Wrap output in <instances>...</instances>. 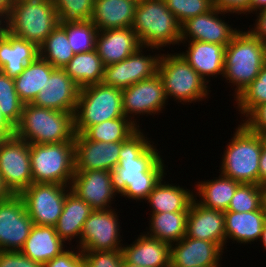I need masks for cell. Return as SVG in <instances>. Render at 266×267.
Returning <instances> with one entry per match:
<instances>
[{
  "label": "cell",
  "mask_w": 266,
  "mask_h": 267,
  "mask_svg": "<svg viewBox=\"0 0 266 267\" xmlns=\"http://www.w3.org/2000/svg\"><path fill=\"white\" fill-rule=\"evenodd\" d=\"M171 245L141 233L131 245L122 246L123 258L139 267H170Z\"/></svg>",
  "instance_id": "d4e9b609"
},
{
  "label": "cell",
  "mask_w": 266,
  "mask_h": 267,
  "mask_svg": "<svg viewBox=\"0 0 266 267\" xmlns=\"http://www.w3.org/2000/svg\"><path fill=\"white\" fill-rule=\"evenodd\" d=\"M39 56V48L7 32L0 25V70L9 78H16Z\"/></svg>",
  "instance_id": "603a6c76"
},
{
  "label": "cell",
  "mask_w": 266,
  "mask_h": 267,
  "mask_svg": "<svg viewBox=\"0 0 266 267\" xmlns=\"http://www.w3.org/2000/svg\"><path fill=\"white\" fill-rule=\"evenodd\" d=\"M264 46H265V60H266V41L264 42Z\"/></svg>",
  "instance_id": "91938a15"
},
{
  "label": "cell",
  "mask_w": 266,
  "mask_h": 267,
  "mask_svg": "<svg viewBox=\"0 0 266 267\" xmlns=\"http://www.w3.org/2000/svg\"><path fill=\"white\" fill-rule=\"evenodd\" d=\"M13 194L5 186L2 177L0 176V203L10 198Z\"/></svg>",
  "instance_id": "db71d44e"
},
{
  "label": "cell",
  "mask_w": 266,
  "mask_h": 267,
  "mask_svg": "<svg viewBox=\"0 0 266 267\" xmlns=\"http://www.w3.org/2000/svg\"><path fill=\"white\" fill-rule=\"evenodd\" d=\"M239 184V182L220 174L215 180L198 181L194 197L205 208L224 212L227 211ZM196 197L201 199L197 200Z\"/></svg>",
  "instance_id": "4dcf8cb0"
},
{
  "label": "cell",
  "mask_w": 266,
  "mask_h": 267,
  "mask_svg": "<svg viewBox=\"0 0 266 267\" xmlns=\"http://www.w3.org/2000/svg\"><path fill=\"white\" fill-rule=\"evenodd\" d=\"M138 129L121 142L119 163L110 171L113 190L121 197L141 202L167 175L164 160L154 143Z\"/></svg>",
  "instance_id": "6da1fadb"
},
{
  "label": "cell",
  "mask_w": 266,
  "mask_h": 267,
  "mask_svg": "<svg viewBox=\"0 0 266 267\" xmlns=\"http://www.w3.org/2000/svg\"><path fill=\"white\" fill-rule=\"evenodd\" d=\"M66 30L67 39L75 54L95 49L98 29L91 21L59 22Z\"/></svg>",
  "instance_id": "8d00e7d4"
},
{
  "label": "cell",
  "mask_w": 266,
  "mask_h": 267,
  "mask_svg": "<svg viewBox=\"0 0 266 267\" xmlns=\"http://www.w3.org/2000/svg\"><path fill=\"white\" fill-rule=\"evenodd\" d=\"M266 190L265 186L240 183L230 201L227 211L251 212L261 209L262 197Z\"/></svg>",
  "instance_id": "f35d334b"
},
{
  "label": "cell",
  "mask_w": 266,
  "mask_h": 267,
  "mask_svg": "<svg viewBox=\"0 0 266 267\" xmlns=\"http://www.w3.org/2000/svg\"><path fill=\"white\" fill-rule=\"evenodd\" d=\"M0 130L7 136L15 135V127L8 121V119L0 111Z\"/></svg>",
  "instance_id": "f907efd6"
},
{
  "label": "cell",
  "mask_w": 266,
  "mask_h": 267,
  "mask_svg": "<svg viewBox=\"0 0 266 267\" xmlns=\"http://www.w3.org/2000/svg\"><path fill=\"white\" fill-rule=\"evenodd\" d=\"M63 69L80 88H83L102 83L105 65L94 49L75 54Z\"/></svg>",
  "instance_id": "d6a6232c"
},
{
  "label": "cell",
  "mask_w": 266,
  "mask_h": 267,
  "mask_svg": "<svg viewBox=\"0 0 266 267\" xmlns=\"http://www.w3.org/2000/svg\"><path fill=\"white\" fill-rule=\"evenodd\" d=\"M59 22L91 21L94 0H52Z\"/></svg>",
  "instance_id": "60d3db41"
},
{
  "label": "cell",
  "mask_w": 266,
  "mask_h": 267,
  "mask_svg": "<svg viewBox=\"0 0 266 267\" xmlns=\"http://www.w3.org/2000/svg\"><path fill=\"white\" fill-rule=\"evenodd\" d=\"M72 249V247L71 249L68 247L61 255L43 264V267H85L82 251L78 247L75 248L77 249L75 251Z\"/></svg>",
  "instance_id": "f6af8a7d"
},
{
  "label": "cell",
  "mask_w": 266,
  "mask_h": 267,
  "mask_svg": "<svg viewBox=\"0 0 266 267\" xmlns=\"http://www.w3.org/2000/svg\"><path fill=\"white\" fill-rule=\"evenodd\" d=\"M225 214V237L240 244H251L261 237L265 224L262 208L251 212L224 211Z\"/></svg>",
  "instance_id": "f1b7e54d"
},
{
  "label": "cell",
  "mask_w": 266,
  "mask_h": 267,
  "mask_svg": "<svg viewBox=\"0 0 266 267\" xmlns=\"http://www.w3.org/2000/svg\"><path fill=\"white\" fill-rule=\"evenodd\" d=\"M224 224L223 211L205 208L194 199L187 216L186 236L214 242L224 251L227 248Z\"/></svg>",
  "instance_id": "44dd1931"
},
{
  "label": "cell",
  "mask_w": 266,
  "mask_h": 267,
  "mask_svg": "<svg viewBox=\"0 0 266 267\" xmlns=\"http://www.w3.org/2000/svg\"><path fill=\"white\" fill-rule=\"evenodd\" d=\"M266 9V0H250L249 14Z\"/></svg>",
  "instance_id": "f5cc1de1"
},
{
  "label": "cell",
  "mask_w": 266,
  "mask_h": 267,
  "mask_svg": "<svg viewBox=\"0 0 266 267\" xmlns=\"http://www.w3.org/2000/svg\"><path fill=\"white\" fill-rule=\"evenodd\" d=\"M0 176L13 195L33 183L28 142L14 135L0 143Z\"/></svg>",
  "instance_id": "8fae6325"
},
{
  "label": "cell",
  "mask_w": 266,
  "mask_h": 267,
  "mask_svg": "<svg viewBox=\"0 0 266 267\" xmlns=\"http://www.w3.org/2000/svg\"><path fill=\"white\" fill-rule=\"evenodd\" d=\"M225 14L228 13L214 7L209 12L187 19L181 24L180 42L201 41L227 46L239 29H233L220 18Z\"/></svg>",
  "instance_id": "2e32d148"
},
{
  "label": "cell",
  "mask_w": 266,
  "mask_h": 267,
  "mask_svg": "<svg viewBox=\"0 0 266 267\" xmlns=\"http://www.w3.org/2000/svg\"><path fill=\"white\" fill-rule=\"evenodd\" d=\"M71 45L67 39L66 30L58 24L39 47V56L49 62L54 68L63 69L74 57Z\"/></svg>",
  "instance_id": "d590c367"
},
{
  "label": "cell",
  "mask_w": 266,
  "mask_h": 267,
  "mask_svg": "<svg viewBox=\"0 0 266 267\" xmlns=\"http://www.w3.org/2000/svg\"><path fill=\"white\" fill-rule=\"evenodd\" d=\"M14 0H0V24L8 17Z\"/></svg>",
  "instance_id": "816d5d0a"
},
{
  "label": "cell",
  "mask_w": 266,
  "mask_h": 267,
  "mask_svg": "<svg viewBox=\"0 0 266 267\" xmlns=\"http://www.w3.org/2000/svg\"><path fill=\"white\" fill-rule=\"evenodd\" d=\"M59 19L53 1H14L8 17L0 24L10 34L38 48L57 27Z\"/></svg>",
  "instance_id": "277c9868"
},
{
  "label": "cell",
  "mask_w": 266,
  "mask_h": 267,
  "mask_svg": "<svg viewBox=\"0 0 266 267\" xmlns=\"http://www.w3.org/2000/svg\"><path fill=\"white\" fill-rule=\"evenodd\" d=\"M122 90L103 83L80 88L73 114L75 133L88 127L123 117Z\"/></svg>",
  "instance_id": "ba28073f"
},
{
  "label": "cell",
  "mask_w": 266,
  "mask_h": 267,
  "mask_svg": "<svg viewBox=\"0 0 266 267\" xmlns=\"http://www.w3.org/2000/svg\"><path fill=\"white\" fill-rule=\"evenodd\" d=\"M241 122L248 130L253 133L266 134V103L255 106Z\"/></svg>",
  "instance_id": "ee69618b"
},
{
  "label": "cell",
  "mask_w": 266,
  "mask_h": 267,
  "mask_svg": "<svg viewBox=\"0 0 266 267\" xmlns=\"http://www.w3.org/2000/svg\"><path fill=\"white\" fill-rule=\"evenodd\" d=\"M262 210H263V214H264V218H265V221H266V190L263 194V197H262V206H261Z\"/></svg>",
  "instance_id": "9f6ffc18"
},
{
  "label": "cell",
  "mask_w": 266,
  "mask_h": 267,
  "mask_svg": "<svg viewBox=\"0 0 266 267\" xmlns=\"http://www.w3.org/2000/svg\"><path fill=\"white\" fill-rule=\"evenodd\" d=\"M257 18L255 19L254 27L248 31L260 41H266V9L255 13Z\"/></svg>",
  "instance_id": "c3c4849f"
},
{
  "label": "cell",
  "mask_w": 266,
  "mask_h": 267,
  "mask_svg": "<svg viewBox=\"0 0 266 267\" xmlns=\"http://www.w3.org/2000/svg\"><path fill=\"white\" fill-rule=\"evenodd\" d=\"M264 139V143L266 144V134L262 136Z\"/></svg>",
  "instance_id": "94428289"
},
{
  "label": "cell",
  "mask_w": 266,
  "mask_h": 267,
  "mask_svg": "<svg viewBox=\"0 0 266 267\" xmlns=\"http://www.w3.org/2000/svg\"><path fill=\"white\" fill-rule=\"evenodd\" d=\"M223 252L214 242L185 236L171 244L170 267H221Z\"/></svg>",
  "instance_id": "ffe728a7"
},
{
  "label": "cell",
  "mask_w": 266,
  "mask_h": 267,
  "mask_svg": "<svg viewBox=\"0 0 266 267\" xmlns=\"http://www.w3.org/2000/svg\"><path fill=\"white\" fill-rule=\"evenodd\" d=\"M162 178L149 194L146 201L152 210L150 213L189 211L195 199L193 190L184 189ZM191 191V192H190Z\"/></svg>",
  "instance_id": "f546056e"
},
{
  "label": "cell",
  "mask_w": 266,
  "mask_h": 267,
  "mask_svg": "<svg viewBox=\"0 0 266 267\" xmlns=\"http://www.w3.org/2000/svg\"><path fill=\"white\" fill-rule=\"evenodd\" d=\"M139 47L132 27L100 30L96 36L95 49L105 66L123 61Z\"/></svg>",
  "instance_id": "7402d4cb"
},
{
  "label": "cell",
  "mask_w": 266,
  "mask_h": 267,
  "mask_svg": "<svg viewBox=\"0 0 266 267\" xmlns=\"http://www.w3.org/2000/svg\"><path fill=\"white\" fill-rule=\"evenodd\" d=\"M131 27L141 46L161 50L165 46L180 45L181 23L164 0L138 1Z\"/></svg>",
  "instance_id": "5b68a950"
},
{
  "label": "cell",
  "mask_w": 266,
  "mask_h": 267,
  "mask_svg": "<svg viewBox=\"0 0 266 267\" xmlns=\"http://www.w3.org/2000/svg\"><path fill=\"white\" fill-rule=\"evenodd\" d=\"M138 129L139 127L132 120L123 116L92 125L82 135L90 141L123 142Z\"/></svg>",
  "instance_id": "e575fe53"
},
{
  "label": "cell",
  "mask_w": 266,
  "mask_h": 267,
  "mask_svg": "<svg viewBox=\"0 0 266 267\" xmlns=\"http://www.w3.org/2000/svg\"><path fill=\"white\" fill-rule=\"evenodd\" d=\"M215 8L229 14H249L250 0H213Z\"/></svg>",
  "instance_id": "7dc6e473"
},
{
  "label": "cell",
  "mask_w": 266,
  "mask_h": 267,
  "mask_svg": "<svg viewBox=\"0 0 266 267\" xmlns=\"http://www.w3.org/2000/svg\"><path fill=\"white\" fill-rule=\"evenodd\" d=\"M120 149L121 142L90 141L81 133H75V171H111L119 163Z\"/></svg>",
  "instance_id": "ac0fdd59"
},
{
  "label": "cell",
  "mask_w": 266,
  "mask_h": 267,
  "mask_svg": "<svg viewBox=\"0 0 266 267\" xmlns=\"http://www.w3.org/2000/svg\"><path fill=\"white\" fill-rule=\"evenodd\" d=\"M15 136L29 144L74 141L73 113L24 104Z\"/></svg>",
  "instance_id": "7a4b0ae2"
},
{
  "label": "cell",
  "mask_w": 266,
  "mask_h": 267,
  "mask_svg": "<svg viewBox=\"0 0 266 267\" xmlns=\"http://www.w3.org/2000/svg\"><path fill=\"white\" fill-rule=\"evenodd\" d=\"M144 48L159 50L156 47H139L128 58L115 64L105 66L102 83L118 89H126L131 85L151 78L158 73L160 54L145 55Z\"/></svg>",
  "instance_id": "5bb4252c"
},
{
  "label": "cell",
  "mask_w": 266,
  "mask_h": 267,
  "mask_svg": "<svg viewBox=\"0 0 266 267\" xmlns=\"http://www.w3.org/2000/svg\"><path fill=\"white\" fill-rule=\"evenodd\" d=\"M65 242L58 236L54 226L33 225L30 235L20 250L25 256L35 262L45 264L65 249Z\"/></svg>",
  "instance_id": "484cf974"
},
{
  "label": "cell",
  "mask_w": 266,
  "mask_h": 267,
  "mask_svg": "<svg viewBox=\"0 0 266 267\" xmlns=\"http://www.w3.org/2000/svg\"><path fill=\"white\" fill-rule=\"evenodd\" d=\"M167 102L164 83L158 73L122 90L123 114L139 128L138 119H133L134 116L158 115L164 111Z\"/></svg>",
  "instance_id": "4fadbf2b"
},
{
  "label": "cell",
  "mask_w": 266,
  "mask_h": 267,
  "mask_svg": "<svg viewBox=\"0 0 266 267\" xmlns=\"http://www.w3.org/2000/svg\"><path fill=\"white\" fill-rule=\"evenodd\" d=\"M54 69L49 62L38 56L14 78L16 92L24 104L33 102Z\"/></svg>",
  "instance_id": "1f68e13d"
},
{
  "label": "cell",
  "mask_w": 266,
  "mask_h": 267,
  "mask_svg": "<svg viewBox=\"0 0 266 267\" xmlns=\"http://www.w3.org/2000/svg\"><path fill=\"white\" fill-rule=\"evenodd\" d=\"M180 43L188 45V50L180 54L207 83L211 81V76L223 77L226 46L201 41Z\"/></svg>",
  "instance_id": "cb8c5ba5"
},
{
  "label": "cell",
  "mask_w": 266,
  "mask_h": 267,
  "mask_svg": "<svg viewBox=\"0 0 266 267\" xmlns=\"http://www.w3.org/2000/svg\"><path fill=\"white\" fill-rule=\"evenodd\" d=\"M166 7L182 24L187 19L209 12L213 0H164Z\"/></svg>",
  "instance_id": "b9f144b4"
},
{
  "label": "cell",
  "mask_w": 266,
  "mask_h": 267,
  "mask_svg": "<svg viewBox=\"0 0 266 267\" xmlns=\"http://www.w3.org/2000/svg\"><path fill=\"white\" fill-rule=\"evenodd\" d=\"M80 87L64 69L55 68L31 104L74 114Z\"/></svg>",
  "instance_id": "d6986e66"
},
{
  "label": "cell",
  "mask_w": 266,
  "mask_h": 267,
  "mask_svg": "<svg viewBox=\"0 0 266 267\" xmlns=\"http://www.w3.org/2000/svg\"><path fill=\"white\" fill-rule=\"evenodd\" d=\"M70 190L61 184L32 183L19 196L35 225L55 226Z\"/></svg>",
  "instance_id": "30bf717a"
},
{
  "label": "cell",
  "mask_w": 266,
  "mask_h": 267,
  "mask_svg": "<svg viewBox=\"0 0 266 267\" xmlns=\"http://www.w3.org/2000/svg\"><path fill=\"white\" fill-rule=\"evenodd\" d=\"M71 191L85 201L93 210L111 209L115 195L110 171H75ZM110 205V206H109Z\"/></svg>",
  "instance_id": "e0dca14e"
},
{
  "label": "cell",
  "mask_w": 266,
  "mask_h": 267,
  "mask_svg": "<svg viewBox=\"0 0 266 267\" xmlns=\"http://www.w3.org/2000/svg\"><path fill=\"white\" fill-rule=\"evenodd\" d=\"M123 267H139L135 264H131L129 262H127L125 259H123Z\"/></svg>",
  "instance_id": "6f0895ef"
},
{
  "label": "cell",
  "mask_w": 266,
  "mask_h": 267,
  "mask_svg": "<svg viewBox=\"0 0 266 267\" xmlns=\"http://www.w3.org/2000/svg\"><path fill=\"white\" fill-rule=\"evenodd\" d=\"M24 103L18 97L13 78L0 70V111L15 127L21 118Z\"/></svg>",
  "instance_id": "74e56055"
},
{
  "label": "cell",
  "mask_w": 266,
  "mask_h": 267,
  "mask_svg": "<svg viewBox=\"0 0 266 267\" xmlns=\"http://www.w3.org/2000/svg\"><path fill=\"white\" fill-rule=\"evenodd\" d=\"M85 267H123L122 250L82 251Z\"/></svg>",
  "instance_id": "7bdbcfd3"
},
{
  "label": "cell",
  "mask_w": 266,
  "mask_h": 267,
  "mask_svg": "<svg viewBox=\"0 0 266 267\" xmlns=\"http://www.w3.org/2000/svg\"><path fill=\"white\" fill-rule=\"evenodd\" d=\"M6 138L7 136L0 130V143H2Z\"/></svg>",
  "instance_id": "680465c9"
},
{
  "label": "cell",
  "mask_w": 266,
  "mask_h": 267,
  "mask_svg": "<svg viewBox=\"0 0 266 267\" xmlns=\"http://www.w3.org/2000/svg\"><path fill=\"white\" fill-rule=\"evenodd\" d=\"M264 42L248 30H239L225 48L224 73L226 82L236 85L234 98L257 78L265 64Z\"/></svg>",
  "instance_id": "3957f363"
},
{
  "label": "cell",
  "mask_w": 266,
  "mask_h": 267,
  "mask_svg": "<svg viewBox=\"0 0 266 267\" xmlns=\"http://www.w3.org/2000/svg\"><path fill=\"white\" fill-rule=\"evenodd\" d=\"M115 209L93 210L80 236L81 251L122 250L121 225Z\"/></svg>",
  "instance_id": "7c38bea8"
},
{
  "label": "cell",
  "mask_w": 266,
  "mask_h": 267,
  "mask_svg": "<svg viewBox=\"0 0 266 267\" xmlns=\"http://www.w3.org/2000/svg\"><path fill=\"white\" fill-rule=\"evenodd\" d=\"M259 185L266 187V144L264 142L259 160Z\"/></svg>",
  "instance_id": "681fc988"
},
{
  "label": "cell",
  "mask_w": 266,
  "mask_h": 267,
  "mask_svg": "<svg viewBox=\"0 0 266 267\" xmlns=\"http://www.w3.org/2000/svg\"><path fill=\"white\" fill-rule=\"evenodd\" d=\"M188 213L189 211L152 213L149 231L144 233L170 245L176 243L186 236Z\"/></svg>",
  "instance_id": "836d02e7"
},
{
  "label": "cell",
  "mask_w": 266,
  "mask_h": 267,
  "mask_svg": "<svg viewBox=\"0 0 266 267\" xmlns=\"http://www.w3.org/2000/svg\"><path fill=\"white\" fill-rule=\"evenodd\" d=\"M0 267H43L21 251H0Z\"/></svg>",
  "instance_id": "bcb514c9"
},
{
  "label": "cell",
  "mask_w": 266,
  "mask_h": 267,
  "mask_svg": "<svg viewBox=\"0 0 266 267\" xmlns=\"http://www.w3.org/2000/svg\"><path fill=\"white\" fill-rule=\"evenodd\" d=\"M259 241L262 243L264 250H266V222H265L264 227L262 229L261 237H260Z\"/></svg>",
  "instance_id": "11a10c76"
},
{
  "label": "cell",
  "mask_w": 266,
  "mask_h": 267,
  "mask_svg": "<svg viewBox=\"0 0 266 267\" xmlns=\"http://www.w3.org/2000/svg\"><path fill=\"white\" fill-rule=\"evenodd\" d=\"M263 142L260 134L251 132L240 123L224 149L219 173L241 184L259 185V160Z\"/></svg>",
  "instance_id": "8992f818"
},
{
  "label": "cell",
  "mask_w": 266,
  "mask_h": 267,
  "mask_svg": "<svg viewBox=\"0 0 266 267\" xmlns=\"http://www.w3.org/2000/svg\"><path fill=\"white\" fill-rule=\"evenodd\" d=\"M32 219L19 195L0 203V251H20L32 226Z\"/></svg>",
  "instance_id": "9a60e30c"
},
{
  "label": "cell",
  "mask_w": 266,
  "mask_h": 267,
  "mask_svg": "<svg viewBox=\"0 0 266 267\" xmlns=\"http://www.w3.org/2000/svg\"><path fill=\"white\" fill-rule=\"evenodd\" d=\"M74 141L30 144L33 183L71 186L75 173Z\"/></svg>",
  "instance_id": "9c48e42d"
},
{
  "label": "cell",
  "mask_w": 266,
  "mask_h": 267,
  "mask_svg": "<svg viewBox=\"0 0 266 267\" xmlns=\"http://www.w3.org/2000/svg\"><path fill=\"white\" fill-rule=\"evenodd\" d=\"M158 74L164 83L167 99L184 103L209 98L208 83L190 66L180 53L161 54Z\"/></svg>",
  "instance_id": "52a82bcc"
},
{
  "label": "cell",
  "mask_w": 266,
  "mask_h": 267,
  "mask_svg": "<svg viewBox=\"0 0 266 267\" xmlns=\"http://www.w3.org/2000/svg\"><path fill=\"white\" fill-rule=\"evenodd\" d=\"M93 209L71 190L67 193L62 214L55 227L58 236L65 242L78 239L76 247L80 248V236L84 223Z\"/></svg>",
  "instance_id": "83f0119b"
},
{
  "label": "cell",
  "mask_w": 266,
  "mask_h": 267,
  "mask_svg": "<svg viewBox=\"0 0 266 267\" xmlns=\"http://www.w3.org/2000/svg\"><path fill=\"white\" fill-rule=\"evenodd\" d=\"M137 0H94L91 22L98 31L131 27Z\"/></svg>",
  "instance_id": "4316f807"
},
{
  "label": "cell",
  "mask_w": 266,
  "mask_h": 267,
  "mask_svg": "<svg viewBox=\"0 0 266 267\" xmlns=\"http://www.w3.org/2000/svg\"><path fill=\"white\" fill-rule=\"evenodd\" d=\"M237 109L245 117L255 106L266 103V61L257 78L234 99Z\"/></svg>",
  "instance_id": "ab89813d"
}]
</instances>
